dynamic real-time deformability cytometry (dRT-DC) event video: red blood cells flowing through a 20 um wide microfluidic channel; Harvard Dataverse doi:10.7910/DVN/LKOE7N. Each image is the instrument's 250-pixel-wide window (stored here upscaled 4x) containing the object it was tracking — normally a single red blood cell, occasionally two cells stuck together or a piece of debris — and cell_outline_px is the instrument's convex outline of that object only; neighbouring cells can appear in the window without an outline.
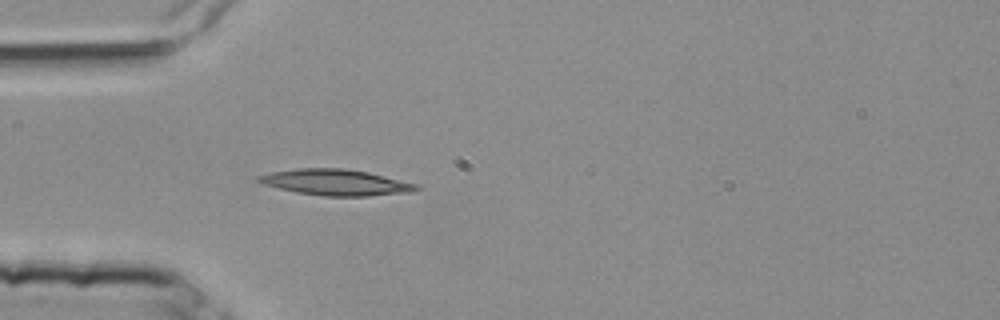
{"species": "common noctule bat (a hibernating species)", "species_latin": "Nyctalus noctula", "temperature_condition": "room temperature", "stored_images_in_passage": 1, "camera_frame_rate_fps": 3000, "um_per_image_px": 0.085, "animal": {"sex": "female", "body_mass_g": 25.1}, "frame": {"image": 1, "passage_image": 1, "time_ms": 0.0, "image_size_px": [1000, 320], "cell_outline_px": [[420, 188], [416, 192], [368, 196], [324, 196], [296, 192], [264, 184], [256, 180], [256, 176], [272, 172], [300, 168], [344, 168], [368, 172], [420, 184]], "centroid_in_image_um": [28.62, 15.5], "position_along_channel_um": 56.4, "area_um2": 24.04}}